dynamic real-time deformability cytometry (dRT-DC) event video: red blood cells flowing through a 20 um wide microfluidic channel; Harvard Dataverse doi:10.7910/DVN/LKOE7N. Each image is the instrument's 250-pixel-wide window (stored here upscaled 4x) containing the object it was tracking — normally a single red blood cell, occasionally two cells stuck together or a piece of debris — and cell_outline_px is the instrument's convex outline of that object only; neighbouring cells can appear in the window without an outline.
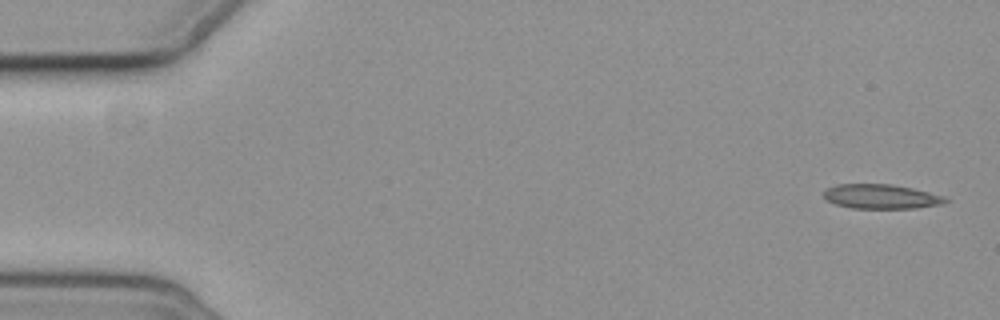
{"species": "common noctule bat (a hibernating species)", "species_latin": "Nyctalus noctula", "temperature_condition": "cold", "stored_images_in_passage": 6, "camera_frame_rate_fps": 3000, "um_per_image_px": 0.085, "animal": {"sex": "female", "body_mass_g": 19.3, "forearm_length_mm": 54.1}, "frame": {"image": 1, "passage_image": 1, "time_ms": 0.0, "image_size_px": [1000, 320], "cell_outline_px": [[948, 200], [940, 204], [916, 208], [852, 208], [836, 204], [828, 200], [824, 196], [824, 192], [828, 188], [836, 184], [892, 184], [912, 188], [944, 196]], "centroid_in_image_um": [74.89, 16.7], "position_along_channel_um": 10.1, "area_um2": 17.11}}
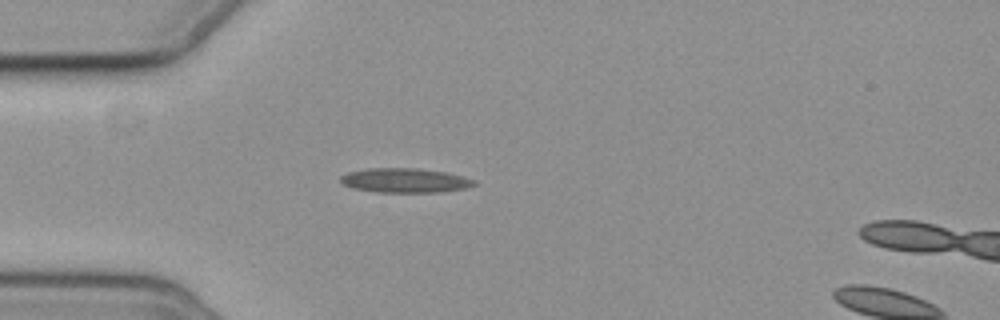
{"frame": {"image": 2, "passage_image": 5, "time_ms": 4.667, "image_size_px": [1000, 320], "cell_outline_px": [[476, 184], [464, 188], [444, 192], [376, 192], [352, 188], [344, 184], [340, 180], [340, 176], [348, 172], [368, 168], [416, 168], [448, 172], [464, 176], [476, 180]], "centroid_in_image_um": [34.44, 15.33], "position_along_channel_um": 50.6, "area_um2": 19.13}}